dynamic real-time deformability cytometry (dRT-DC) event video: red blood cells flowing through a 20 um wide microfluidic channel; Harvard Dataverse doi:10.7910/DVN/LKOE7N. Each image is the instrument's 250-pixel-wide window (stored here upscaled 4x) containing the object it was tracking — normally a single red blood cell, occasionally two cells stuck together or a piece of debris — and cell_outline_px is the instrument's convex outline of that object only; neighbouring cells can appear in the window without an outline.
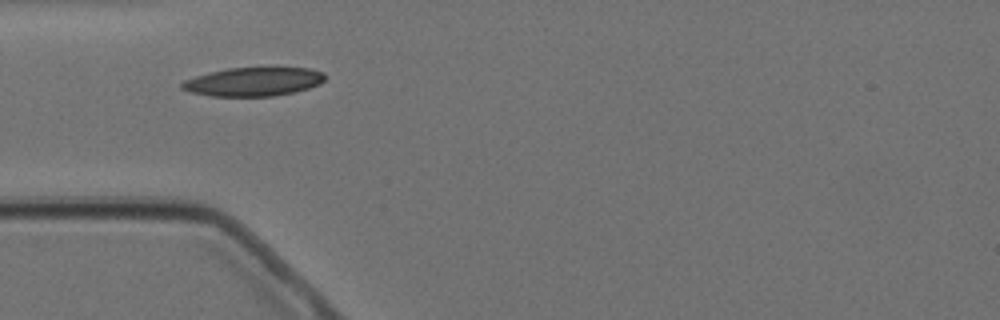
{"species": "Egyptian fruit bat (a non-hibernating species)", "species_latin": "Rousettus aegyptiacus", "temperature_condition": "cold", "stored_images_in_passage": 6, "camera_frame_rate_fps": 3000, "um_per_image_px": 0.085, "animal": {"sex": "female"}, "frame": {"image": 1, "passage_image": 5, "time_ms": 4.667, "image_size_px": [1000, 320], "cell_outline_px": [[324, 80], [320, 84], [296, 92], [272, 96], [212, 96], [192, 92], [180, 88], [180, 84], [184, 80], [196, 76], [228, 68], [308, 68], [324, 72]], "centroid_in_image_um": [21.56, 6.95], "position_along_channel_um": 63.4, "area_um2": 23.76}}
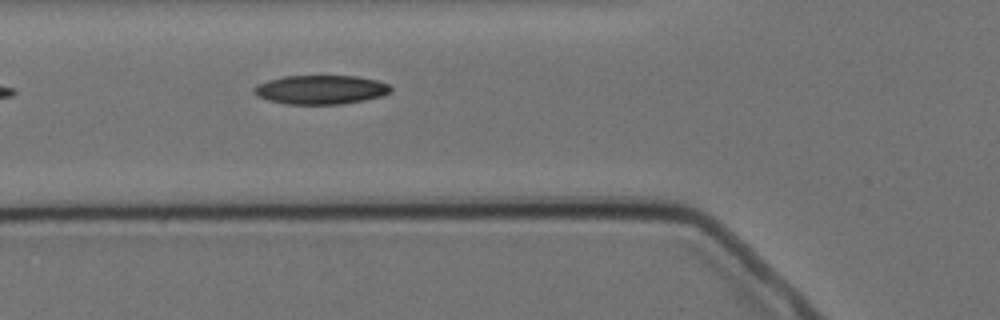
{"frame": {"image": 2, "passage_image": 6, "time_ms": 5.667, "image_size_px": [1000, 320], "cell_outline_px": [[392, 92], [380, 96], [364, 100], [340, 104], [284, 104], [268, 100], [256, 96], [252, 92], [252, 88], [256, 84], [268, 80], [284, 76], [356, 76], [376, 80], [388, 84], [392, 88]], "centroid_in_image_um": [27.21, 7.62], "position_along_channel_um": 98.6, "area_um2": 23.24}}